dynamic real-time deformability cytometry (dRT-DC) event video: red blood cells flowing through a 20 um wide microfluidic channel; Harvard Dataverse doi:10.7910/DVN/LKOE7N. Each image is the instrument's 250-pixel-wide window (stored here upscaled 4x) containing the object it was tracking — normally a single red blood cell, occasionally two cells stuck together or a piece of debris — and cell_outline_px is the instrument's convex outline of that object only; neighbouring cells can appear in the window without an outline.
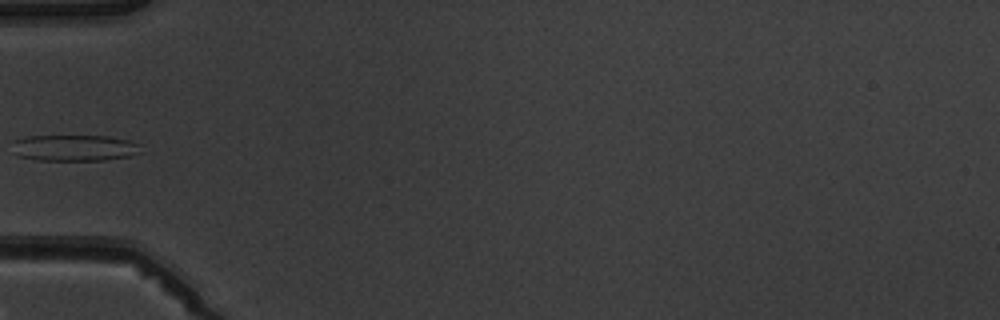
{"species": "common noctule bat (a hibernating species)", "species_latin": "Nyctalus noctula", "temperature_condition": "warm", "stored_images_in_passage": 7, "camera_frame_rate_fps": 3000, "um_per_image_px": 0.085, "animal": {"sex": "male", "body_mass_g": 19.5, "forearm_length_mm": 54.6}, "frame": {"image": 1, "passage_image": 6, "time_ms": 6.0, "image_size_px": [1000, 320], "cell_outline_px": [[144, 152], [132, 156], [104, 160], [36, 160], [20, 156], [12, 152], [12, 140], [24, 136], [108, 136], [128, 140], [140, 144]], "centroid_in_image_um": [6.34, 12.57], "position_along_channel_um": 78.7, "area_um2": 20.06}}
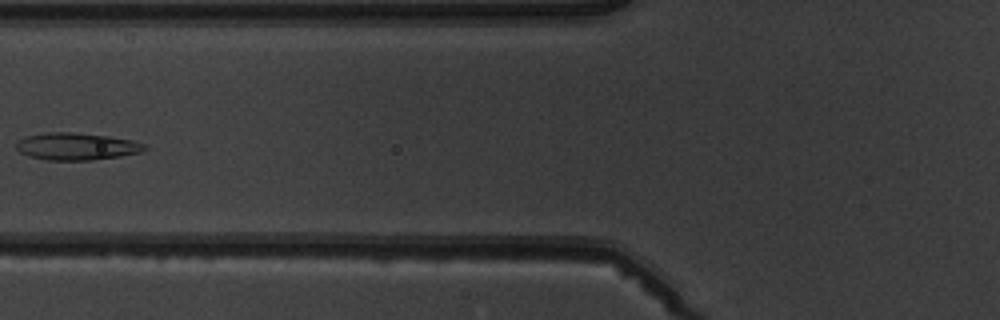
{"frame": {"image": 2, "passage_image": 7, "time_ms": 7.0, "image_size_px": [1000, 320], "cell_outline_px": [[148, 148], [140, 152], [120, 156], [92, 160], [48, 160], [28, 156], [20, 152], [16, 148], [16, 140], [28, 136], [44, 132], [72, 132], [108, 136], [128, 140], [144, 144]], "centroid_in_image_um": [6.45, 12.44], "position_along_channel_um": 119.3, "area_um2": 20.23}}